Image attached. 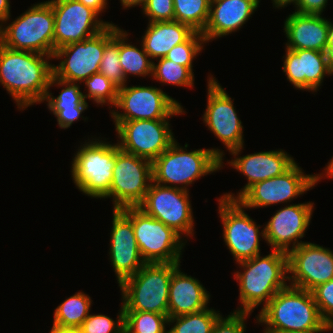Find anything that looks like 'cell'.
Returning <instances> with one entry per match:
<instances>
[{"label": "cell", "mask_w": 333, "mask_h": 333, "mask_svg": "<svg viewBox=\"0 0 333 333\" xmlns=\"http://www.w3.org/2000/svg\"><path fill=\"white\" fill-rule=\"evenodd\" d=\"M259 3L260 0H211L209 19L201 33L206 43L239 31Z\"/></svg>", "instance_id": "23"}, {"label": "cell", "mask_w": 333, "mask_h": 333, "mask_svg": "<svg viewBox=\"0 0 333 333\" xmlns=\"http://www.w3.org/2000/svg\"><path fill=\"white\" fill-rule=\"evenodd\" d=\"M81 83L68 82L57 79L53 75L49 80V90L47 91L44 102L47 108L55 115L57 124L60 129H68L79 118L87 120L88 118L81 116L82 112L88 109V102L84 98V93L80 90ZM62 87L60 94L54 97L50 92V87Z\"/></svg>", "instance_id": "26"}, {"label": "cell", "mask_w": 333, "mask_h": 333, "mask_svg": "<svg viewBox=\"0 0 333 333\" xmlns=\"http://www.w3.org/2000/svg\"><path fill=\"white\" fill-rule=\"evenodd\" d=\"M83 3L86 7H89L96 11L99 15H102V12H105L107 9L108 0H78Z\"/></svg>", "instance_id": "43"}, {"label": "cell", "mask_w": 333, "mask_h": 333, "mask_svg": "<svg viewBox=\"0 0 333 333\" xmlns=\"http://www.w3.org/2000/svg\"><path fill=\"white\" fill-rule=\"evenodd\" d=\"M207 105L202 121L228 152L244 145L243 125L233 100L213 75L207 80Z\"/></svg>", "instance_id": "16"}, {"label": "cell", "mask_w": 333, "mask_h": 333, "mask_svg": "<svg viewBox=\"0 0 333 333\" xmlns=\"http://www.w3.org/2000/svg\"><path fill=\"white\" fill-rule=\"evenodd\" d=\"M114 123L119 148L152 162L176 140L169 119Z\"/></svg>", "instance_id": "13"}, {"label": "cell", "mask_w": 333, "mask_h": 333, "mask_svg": "<svg viewBox=\"0 0 333 333\" xmlns=\"http://www.w3.org/2000/svg\"><path fill=\"white\" fill-rule=\"evenodd\" d=\"M175 140L152 162L153 182L189 191V186L205 175L223 168L224 151L218 148L187 151Z\"/></svg>", "instance_id": "3"}, {"label": "cell", "mask_w": 333, "mask_h": 333, "mask_svg": "<svg viewBox=\"0 0 333 333\" xmlns=\"http://www.w3.org/2000/svg\"><path fill=\"white\" fill-rule=\"evenodd\" d=\"M333 331V327L328 325V324H323L320 328L314 329L311 331H303V332H298V331H264L263 333H322V332H327V331Z\"/></svg>", "instance_id": "46"}, {"label": "cell", "mask_w": 333, "mask_h": 333, "mask_svg": "<svg viewBox=\"0 0 333 333\" xmlns=\"http://www.w3.org/2000/svg\"><path fill=\"white\" fill-rule=\"evenodd\" d=\"M109 257L118 286L139 271L145 261L141 257L131 222V207L112 209Z\"/></svg>", "instance_id": "19"}, {"label": "cell", "mask_w": 333, "mask_h": 333, "mask_svg": "<svg viewBox=\"0 0 333 333\" xmlns=\"http://www.w3.org/2000/svg\"><path fill=\"white\" fill-rule=\"evenodd\" d=\"M117 110H110L113 122L130 120L171 119L173 116L186 114L181 103L156 86L119 87Z\"/></svg>", "instance_id": "8"}, {"label": "cell", "mask_w": 333, "mask_h": 333, "mask_svg": "<svg viewBox=\"0 0 333 333\" xmlns=\"http://www.w3.org/2000/svg\"><path fill=\"white\" fill-rule=\"evenodd\" d=\"M119 309L117 320L104 314H89L78 328L80 333H123L124 330V306Z\"/></svg>", "instance_id": "37"}, {"label": "cell", "mask_w": 333, "mask_h": 333, "mask_svg": "<svg viewBox=\"0 0 333 333\" xmlns=\"http://www.w3.org/2000/svg\"><path fill=\"white\" fill-rule=\"evenodd\" d=\"M243 271L234 272V280L239 286L240 307L235 312H254L262 308L276 295L286 288L288 280L287 253L273 250L268 255H257L252 259L236 263Z\"/></svg>", "instance_id": "2"}, {"label": "cell", "mask_w": 333, "mask_h": 333, "mask_svg": "<svg viewBox=\"0 0 333 333\" xmlns=\"http://www.w3.org/2000/svg\"><path fill=\"white\" fill-rule=\"evenodd\" d=\"M105 46L106 28L81 42L56 49L52 60L60 59V63L52 65L53 76L68 82L82 83L99 72Z\"/></svg>", "instance_id": "17"}, {"label": "cell", "mask_w": 333, "mask_h": 333, "mask_svg": "<svg viewBox=\"0 0 333 333\" xmlns=\"http://www.w3.org/2000/svg\"><path fill=\"white\" fill-rule=\"evenodd\" d=\"M219 312L208 307L200 312L169 317V328L170 325H174L168 333H211L214 324L221 316Z\"/></svg>", "instance_id": "31"}, {"label": "cell", "mask_w": 333, "mask_h": 333, "mask_svg": "<svg viewBox=\"0 0 333 333\" xmlns=\"http://www.w3.org/2000/svg\"><path fill=\"white\" fill-rule=\"evenodd\" d=\"M142 12L149 22L174 21L173 0H146Z\"/></svg>", "instance_id": "39"}, {"label": "cell", "mask_w": 333, "mask_h": 333, "mask_svg": "<svg viewBox=\"0 0 333 333\" xmlns=\"http://www.w3.org/2000/svg\"><path fill=\"white\" fill-rule=\"evenodd\" d=\"M178 266L172 273L169 297L168 318L200 312L208 308L210 294L195 277L187 275Z\"/></svg>", "instance_id": "25"}, {"label": "cell", "mask_w": 333, "mask_h": 333, "mask_svg": "<svg viewBox=\"0 0 333 333\" xmlns=\"http://www.w3.org/2000/svg\"><path fill=\"white\" fill-rule=\"evenodd\" d=\"M314 202L288 204L276 210L264 225L265 242L271 250L288 253L304 243L299 241L308 229L314 210ZM293 244V245H292ZM292 247V248H291Z\"/></svg>", "instance_id": "20"}, {"label": "cell", "mask_w": 333, "mask_h": 333, "mask_svg": "<svg viewBox=\"0 0 333 333\" xmlns=\"http://www.w3.org/2000/svg\"><path fill=\"white\" fill-rule=\"evenodd\" d=\"M303 171L302 167L295 163L282 175L253 184L237 201L245 209L263 208L282 203L288 205V202L315 187L314 175Z\"/></svg>", "instance_id": "14"}, {"label": "cell", "mask_w": 333, "mask_h": 333, "mask_svg": "<svg viewBox=\"0 0 333 333\" xmlns=\"http://www.w3.org/2000/svg\"><path fill=\"white\" fill-rule=\"evenodd\" d=\"M327 164L328 165H326V167L323 170L324 172H322L320 174H314V185H317L318 182H320L322 178L333 179V156H332V159H330V162H328Z\"/></svg>", "instance_id": "45"}, {"label": "cell", "mask_w": 333, "mask_h": 333, "mask_svg": "<svg viewBox=\"0 0 333 333\" xmlns=\"http://www.w3.org/2000/svg\"><path fill=\"white\" fill-rule=\"evenodd\" d=\"M141 43L152 60L165 57L176 45L185 42L195 31L177 21L148 22Z\"/></svg>", "instance_id": "27"}, {"label": "cell", "mask_w": 333, "mask_h": 333, "mask_svg": "<svg viewBox=\"0 0 333 333\" xmlns=\"http://www.w3.org/2000/svg\"><path fill=\"white\" fill-rule=\"evenodd\" d=\"M84 292H76L55 308L53 325L59 328L78 329L90 314L93 300Z\"/></svg>", "instance_id": "29"}, {"label": "cell", "mask_w": 333, "mask_h": 333, "mask_svg": "<svg viewBox=\"0 0 333 333\" xmlns=\"http://www.w3.org/2000/svg\"><path fill=\"white\" fill-rule=\"evenodd\" d=\"M128 35V32L119 27V61L126 80L129 75L152 77L154 61L145 52L142 43L139 49L128 41Z\"/></svg>", "instance_id": "28"}, {"label": "cell", "mask_w": 333, "mask_h": 333, "mask_svg": "<svg viewBox=\"0 0 333 333\" xmlns=\"http://www.w3.org/2000/svg\"><path fill=\"white\" fill-rule=\"evenodd\" d=\"M243 149L244 145L230 151L234 158L227 163L247 177L248 182L237 192V195L229 192L220 196L224 199L237 200L253 184L280 176L296 163L294 158L282 149L239 156Z\"/></svg>", "instance_id": "21"}, {"label": "cell", "mask_w": 333, "mask_h": 333, "mask_svg": "<svg viewBox=\"0 0 333 333\" xmlns=\"http://www.w3.org/2000/svg\"><path fill=\"white\" fill-rule=\"evenodd\" d=\"M174 21L202 33L209 19L211 0H173Z\"/></svg>", "instance_id": "32"}, {"label": "cell", "mask_w": 333, "mask_h": 333, "mask_svg": "<svg viewBox=\"0 0 333 333\" xmlns=\"http://www.w3.org/2000/svg\"><path fill=\"white\" fill-rule=\"evenodd\" d=\"M328 0H298L295 12L301 14H321L323 13Z\"/></svg>", "instance_id": "41"}, {"label": "cell", "mask_w": 333, "mask_h": 333, "mask_svg": "<svg viewBox=\"0 0 333 333\" xmlns=\"http://www.w3.org/2000/svg\"><path fill=\"white\" fill-rule=\"evenodd\" d=\"M167 325L168 315L154 312L124 311L123 333H168Z\"/></svg>", "instance_id": "34"}, {"label": "cell", "mask_w": 333, "mask_h": 333, "mask_svg": "<svg viewBox=\"0 0 333 333\" xmlns=\"http://www.w3.org/2000/svg\"><path fill=\"white\" fill-rule=\"evenodd\" d=\"M48 2L54 12V52L65 45L95 36L109 25H113L112 21L110 23L101 20L96 11L78 0Z\"/></svg>", "instance_id": "15"}, {"label": "cell", "mask_w": 333, "mask_h": 333, "mask_svg": "<svg viewBox=\"0 0 333 333\" xmlns=\"http://www.w3.org/2000/svg\"><path fill=\"white\" fill-rule=\"evenodd\" d=\"M218 201V214L223 225V239L236 263L261 254V237L265 240L264 228L250 218L237 200L222 197ZM261 231V232H260Z\"/></svg>", "instance_id": "11"}, {"label": "cell", "mask_w": 333, "mask_h": 333, "mask_svg": "<svg viewBox=\"0 0 333 333\" xmlns=\"http://www.w3.org/2000/svg\"><path fill=\"white\" fill-rule=\"evenodd\" d=\"M87 92L84 95L85 100L91 99L97 105H109V109L116 105L119 87L110 81L100 72L92 74L83 81Z\"/></svg>", "instance_id": "35"}, {"label": "cell", "mask_w": 333, "mask_h": 333, "mask_svg": "<svg viewBox=\"0 0 333 333\" xmlns=\"http://www.w3.org/2000/svg\"><path fill=\"white\" fill-rule=\"evenodd\" d=\"M53 56L12 50L0 43V84L18 110L44 102L53 75Z\"/></svg>", "instance_id": "1"}, {"label": "cell", "mask_w": 333, "mask_h": 333, "mask_svg": "<svg viewBox=\"0 0 333 333\" xmlns=\"http://www.w3.org/2000/svg\"><path fill=\"white\" fill-rule=\"evenodd\" d=\"M263 331H311L324 321L312 292L288 285L279 290L256 316Z\"/></svg>", "instance_id": "4"}, {"label": "cell", "mask_w": 333, "mask_h": 333, "mask_svg": "<svg viewBox=\"0 0 333 333\" xmlns=\"http://www.w3.org/2000/svg\"><path fill=\"white\" fill-rule=\"evenodd\" d=\"M287 257L290 286L311 292L333 279V251L330 248L304 242L291 249Z\"/></svg>", "instance_id": "18"}, {"label": "cell", "mask_w": 333, "mask_h": 333, "mask_svg": "<svg viewBox=\"0 0 333 333\" xmlns=\"http://www.w3.org/2000/svg\"><path fill=\"white\" fill-rule=\"evenodd\" d=\"M131 222L145 263H181L186 242L177 232L139 207H131Z\"/></svg>", "instance_id": "9"}, {"label": "cell", "mask_w": 333, "mask_h": 333, "mask_svg": "<svg viewBox=\"0 0 333 333\" xmlns=\"http://www.w3.org/2000/svg\"><path fill=\"white\" fill-rule=\"evenodd\" d=\"M189 191L151 182L144 201L138 206L147 215L172 228L183 239L194 236V218Z\"/></svg>", "instance_id": "12"}, {"label": "cell", "mask_w": 333, "mask_h": 333, "mask_svg": "<svg viewBox=\"0 0 333 333\" xmlns=\"http://www.w3.org/2000/svg\"><path fill=\"white\" fill-rule=\"evenodd\" d=\"M328 19V35H327V47L325 50V55L330 70L333 72V23Z\"/></svg>", "instance_id": "42"}, {"label": "cell", "mask_w": 333, "mask_h": 333, "mask_svg": "<svg viewBox=\"0 0 333 333\" xmlns=\"http://www.w3.org/2000/svg\"><path fill=\"white\" fill-rule=\"evenodd\" d=\"M311 292L324 323L333 327V279L318 285Z\"/></svg>", "instance_id": "38"}, {"label": "cell", "mask_w": 333, "mask_h": 333, "mask_svg": "<svg viewBox=\"0 0 333 333\" xmlns=\"http://www.w3.org/2000/svg\"><path fill=\"white\" fill-rule=\"evenodd\" d=\"M204 44H206L204 36L200 32H194L185 42L174 46L165 58L193 71V60L204 49Z\"/></svg>", "instance_id": "36"}, {"label": "cell", "mask_w": 333, "mask_h": 333, "mask_svg": "<svg viewBox=\"0 0 333 333\" xmlns=\"http://www.w3.org/2000/svg\"><path fill=\"white\" fill-rule=\"evenodd\" d=\"M103 140L95 137L81 143L70 168L72 181L78 190L96 199H105L109 194L118 152L117 143L106 142V138Z\"/></svg>", "instance_id": "5"}, {"label": "cell", "mask_w": 333, "mask_h": 333, "mask_svg": "<svg viewBox=\"0 0 333 333\" xmlns=\"http://www.w3.org/2000/svg\"><path fill=\"white\" fill-rule=\"evenodd\" d=\"M180 263H145L120 285L124 311L168 315L169 287L173 271Z\"/></svg>", "instance_id": "6"}, {"label": "cell", "mask_w": 333, "mask_h": 333, "mask_svg": "<svg viewBox=\"0 0 333 333\" xmlns=\"http://www.w3.org/2000/svg\"><path fill=\"white\" fill-rule=\"evenodd\" d=\"M99 72L118 87L127 84L119 61V27L116 24L109 25L106 28V46L100 62Z\"/></svg>", "instance_id": "30"}, {"label": "cell", "mask_w": 333, "mask_h": 333, "mask_svg": "<svg viewBox=\"0 0 333 333\" xmlns=\"http://www.w3.org/2000/svg\"><path fill=\"white\" fill-rule=\"evenodd\" d=\"M109 194L114 209L138 207L153 181L152 161L128 153L118 146Z\"/></svg>", "instance_id": "10"}, {"label": "cell", "mask_w": 333, "mask_h": 333, "mask_svg": "<svg viewBox=\"0 0 333 333\" xmlns=\"http://www.w3.org/2000/svg\"><path fill=\"white\" fill-rule=\"evenodd\" d=\"M145 2L146 0H120L121 6L124 9L132 8L135 6H140L142 8Z\"/></svg>", "instance_id": "47"}, {"label": "cell", "mask_w": 333, "mask_h": 333, "mask_svg": "<svg viewBox=\"0 0 333 333\" xmlns=\"http://www.w3.org/2000/svg\"><path fill=\"white\" fill-rule=\"evenodd\" d=\"M158 62L153 63V80L161 84H168L177 87H194V72L183 65L170 61L165 57L156 59Z\"/></svg>", "instance_id": "33"}, {"label": "cell", "mask_w": 333, "mask_h": 333, "mask_svg": "<svg viewBox=\"0 0 333 333\" xmlns=\"http://www.w3.org/2000/svg\"><path fill=\"white\" fill-rule=\"evenodd\" d=\"M9 0H0V26L6 25L11 17V7ZM4 23V24H3Z\"/></svg>", "instance_id": "44"}, {"label": "cell", "mask_w": 333, "mask_h": 333, "mask_svg": "<svg viewBox=\"0 0 333 333\" xmlns=\"http://www.w3.org/2000/svg\"><path fill=\"white\" fill-rule=\"evenodd\" d=\"M251 313L248 312H231L227 317L222 315L218 318L213 326L211 333H245L246 318H249Z\"/></svg>", "instance_id": "40"}, {"label": "cell", "mask_w": 333, "mask_h": 333, "mask_svg": "<svg viewBox=\"0 0 333 333\" xmlns=\"http://www.w3.org/2000/svg\"><path fill=\"white\" fill-rule=\"evenodd\" d=\"M273 3V7L277 8V9H282L287 7V5H291L293 4L294 7L297 6L298 4V0H272Z\"/></svg>", "instance_id": "48"}, {"label": "cell", "mask_w": 333, "mask_h": 333, "mask_svg": "<svg viewBox=\"0 0 333 333\" xmlns=\"http://www.w3.org/2000/svg\"><path fill=\"white\" fill-rule=\"evenodd\" d=\"M0 43L12 50L54 55V12L48 1L33 4L8 25L0 26Z\"/></svg>", "instance_id": "7"}, {"label": "cell", "mask_w": 333, "mask_h": 333, "mask_svg": "<svg viewBox=\"0 0 333 333\" xmlns=\"http://www.w3.org/2000/svg\"><path fill=\"white\" fill-rule=\"evenodd\" d=\"M282 70L295 89L319 91L325 76H333L325 52L285 48Z\"/></svg>", "instance_id": "22"}, {"label": "cell", "mask_w": 333, "mask_h": 333, "mask_svg": "<svg viewBox=\"0 0 333 333\" xmlns=\"http://www.w3.org/2000/svg\"><path fill=\"white\" fill-rule=\"evenodd\" d=\"M49 333H80V331H79V329L59 328L56 326H52Z\"/></svg>", "instance_id": "49"}, {"label": "cell", "mask_w": 333, "mask_h": 333, "mask_svg": "<svg viewBox=\"0 0 333 333\" xmlns=\"http://www.w3.org/2000/svg\"><path fill=\"white\" fill-rule=\"evenodd\" d=\"M321 14L292 12L284 21L287 37L285 48L291 50L309 49L325 52L327 47L328 19Z\"/></svg>", "instance_id": "24"}]
</instances>
